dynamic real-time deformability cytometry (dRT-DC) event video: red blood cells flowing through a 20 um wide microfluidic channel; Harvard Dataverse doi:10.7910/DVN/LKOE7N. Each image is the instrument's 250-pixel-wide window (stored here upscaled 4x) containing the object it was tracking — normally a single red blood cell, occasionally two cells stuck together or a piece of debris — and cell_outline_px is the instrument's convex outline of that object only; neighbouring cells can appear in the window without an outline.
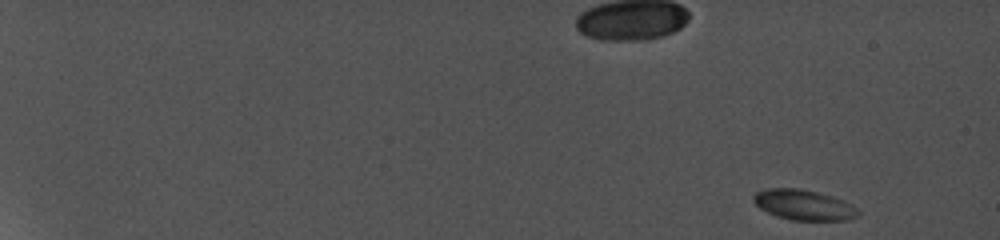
{"species": "common noctule bat (a hibernating species)", "species_latin": "Nyctalus noctula", "temperature_condition": "cold", "stored_images_in_passage": 12, "camera_frame_rate_fps": 5000, "um_per_image_px": 0.085, "animal": {"sex": "female", "body_mass_g": 19.0, "forearm_length_mm": 56.7}, "frame": {"image": 1, "passage_image": 1, "time_ms": 0.0, "image_size_px": [1000, 240], "cell_outline_px": [[860, 216], [848, 220], [792, 220], [776, 216], [760, 208], [752, 200], [752, 196], [756, 192], [768, 188], [796, 188], [828, 196], [840, 200], [856, 208], [860, 212]], "centroid_in_image_um": [68.27, 17.44], "position_along_channel_um": 16.7, "area_um2": 18.09}}
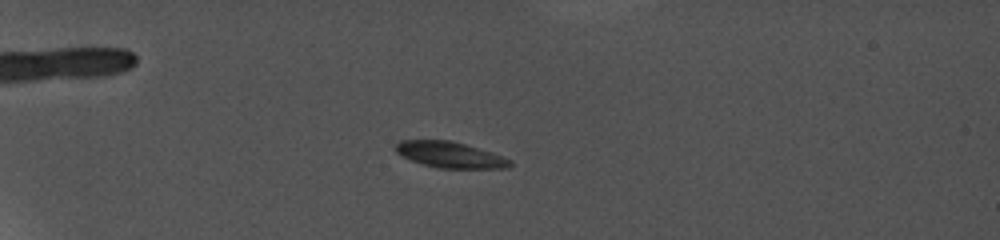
{"frame": {"image": 2, "passage_image": 7, "time_ms": 4.8, "image_size_px": [1000, 240], "cell_outline_px": [[512, 164], [508, 168], [436, 168], [412, 160], [396, 152], [396, 144], [404, 140], [444, 140], [464, 144], [500, 156], [508, 160]], "centroid_in_image_um": [38.21, 13.16], "position_along_channel_um": 46.8, "area_um2": 16.65}}